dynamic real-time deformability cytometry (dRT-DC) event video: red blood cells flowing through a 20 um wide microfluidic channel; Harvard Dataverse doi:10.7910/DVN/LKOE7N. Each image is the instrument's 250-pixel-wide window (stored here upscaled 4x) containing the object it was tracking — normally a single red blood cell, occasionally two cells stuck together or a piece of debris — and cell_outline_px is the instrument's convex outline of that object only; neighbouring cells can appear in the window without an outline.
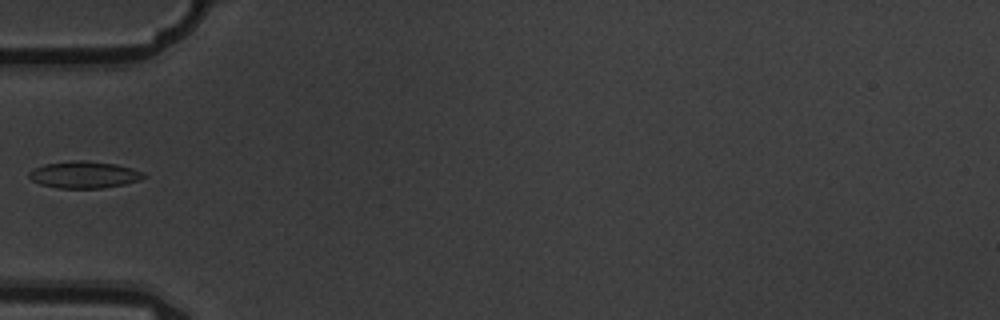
{"species": "common noctule bat (a hibernating species)", "species_latin": "Nyctalus noctula", "temperature_condition": "warm", "stored_images_in_passage": 6, "camera_frame_rate_fps": 3000, "um_per_image_px": 0.085, "animal": {"sex": "male", "body_mass_g": 19.5, "forearm_length_mm": 54.6}, "frame": {"image": 1, "passage_image": 5, "time_ms": 1.333, "image_size_px": [1000, 320], "cell_outline_px": [[148, 176], [140, 180], [124, 184], [100, 188], [60, 188], [40, 184], [32, 180], [28, 176], [28, 172], [44, 164], [72, 160], [84, 160], [116, 164], [132, 168], [144, 172]], "centroid_in_image_um": [7.18, 14.84], "position_along_channel_um": 77.8, "area_um2": 17.98}}
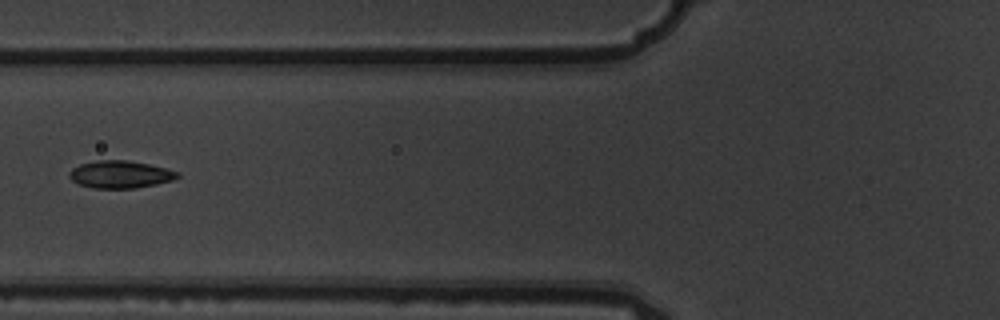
{"frame": {"image": 2, "passage_image": 6, "time_ms": 1.667, "image_size_px": [1000, 320], "cell_outline_px": [[180, 176], [172, 180], [156, 184], [136, 188], [92, 188], [76, 184], [68, 176], [68, 172], [72, 168], [80, 164], [96, 160], [128, 160], [168, 168], [180, 172]], "centroid_in_image_um": [10.2, 14.82], "position_along_channel_um": 115.6, "area_um2": 17.51}}